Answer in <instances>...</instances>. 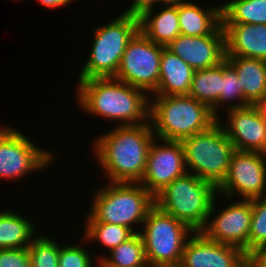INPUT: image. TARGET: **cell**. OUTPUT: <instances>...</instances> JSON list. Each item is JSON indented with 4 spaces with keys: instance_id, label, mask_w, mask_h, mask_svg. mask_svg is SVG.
<instances>
[{
    "instance_id": "cell-1",
    "label": "cell",
    "mask_w": 266,
    "mask_h": 267,
    "mask_svg": "<svg viewBox=\"0 0 266 267\" xmlns=\"http://www.w3.org/2000/svg\"><path fill=\"white\" fill-rule=\"evenodd\" d=\"M76 102L92 117L104 118L116 126L149 122L150 96L114 77L77 80Z\"/></svg>"
},
{
    "instance_id": "cell-2",
    "label": "cell",
    "mask_w": 266,
    "mask_h": 267,
    "mask_svg": "<svg viewBox=\"0 0 266 267\" xmlns=\"http://www.w3.org/2000/svg\"><path fill=\"white\" fill-rule=\"evenodd\" d=\"M155 137L150 121L135 126H116L97 136L92 150L108 182H140Z\"/></svg>"
},
{
    "instance_id": "cell-3",
    "label": "cell",
    "mask_w": 266,
    "mask_h": 267,
    "mask_svg": "<svg viewBox=\"0 0 266 267\" xmlns=\"http://www.w3.org/2000/svg\"><path fill=\"white\" fill-rule=\"evenodd\" d=\"M93 193L85 222L118 224L135 233L155 206V197L139 182H106Z\"/></svg>"
},
{
    "instance_id": "cell-4",
    "label": "cell",
    "mask_w": 266,
    "mask_h": 267,
    "mask_svg": "<svg viewBox=\"0 0 266 267\" xmlns=\"http://www.w3.org/2000/svg\"><path fill=\"white\" fill-rule=\"evenodd\" d=\"M149 121L157 138L182 141L208 130L218 119L191 96L151 95Z\"/></svg>"
},
{
    "instance_id": "cell-5",
    "label": "cell",
    "mask_w": 266,
    "mask_h": 267,
    "mask_svg": "<svg viewBox=\"0 0 266 267\" xmlns=\"http://www.w3.org/2000/svg\"><path fill=\"white\" fill-rule=\"evenodd\" d=\"M117 16L101 27L93 25L92 48L77 80L115 77L128 42L139 31L138 16L123 13Z\"/></svg>"
},
{
    "instance_id": "cell-6",
    "label": "cell",
    "mask_w": 266,
    "mask_h": 267,
    "mask_svg": "<svg viewBox=\"0 0 266 267\" xmlns=\"http://www.w3.org/2000/svg\"><path fill=\"white\" fill-rule=\"evenodd\" d=\"M217 194V187L213 183L187 172L155 196V205L194 232H200Z\"/></svg>"
},
{
    "instance_id": "cell-7",
    "label": "cell",
    "mask_w": 266,
    "mask_h": 267,
    "mask_svg": "<svg viewBox=\"0 0 266 267\" xmlns=\"http://www.w3.org/2000/svg\"><path fill=\"white\" fill-rule=\"evenodd\" d=\"M188 173L218 187L225 179L235 151L225 129L217 121L208 130L182 141Z\"/></svg>"
},
{
    "instance_id": "cell-8",
    "label": "cell",
    "mask_w": 266,
    "mask_h": 267,
    "mask_svg": "<svg viewBox=\"0 0 266 267\" xmlns=\"http://www.w3.org/2000/svg\"><path fill=\"white\" fill-rule=\"evenodd\" d=\"M193 233L186 224L155 205L139 232L147 262L158 267L181 262L185 243Z\"/></svg>"
},
{
    "instance_id": "cell-9",
    "label": "cell",
    "mask_w": 266,
    "mask_h": 267,
    "mask_svg": "<svg viewBox=\"0 0 266 267\" xmlns=\"http://www.w3.org/2000/svg\"><path fill=\"white\" fill-rule=\"evenodd\" d=\"M28 137L11 127L0 139V181H19L56 163L55 152L36 146Z\"/></svg>"
},
{
    "instance_id": "cell-10",
    "label": "cell",
    "mask_w": 266,
    "mask_h": 267,
    "mask_svg": "<svg viewBox=\"0 0 266 267\" xmlns=\"http://www.w3.org/2000/svg\"><path fill=\"white\" fill-rule=\"evenodd\" d=\"M219 198H224V201L228 204L225 207L222 206L223 209H217L218 205H220L218 204ZM251 216L252 200L237 199L236 201V199L232 198L230 200L225 196L221 198L217 194L212 203L206 224L200 232L209 240L236 246L249 255Z\"/></svg>"
},
{
    "instance_id": "cell-11",
    "label": "cell",
    "mask_w": 266,
    "mask_h": 267,
    "mask_svg": "<svg viewBox=\"0 0 266 267\" xmlns=\"http://www.w3.org/2000/svg\"><path fill=\"white\" fill-rule=\"evenodd\" d=\"M162 50L139 30L128 42L114 78L151 96L159 84Z\"/></svg>"
},
{
    "instance_id": "cell-12",
    "label": "cell",
    "mask_w": 266,
    "mask_h": 267,
    "mask_svg": "<svg viewBox=\"0 0 266 267\" xmlns=\"http://www.w3.org/2000/svg\"><path fill=\"white\" fill-rule=\"evenodd\" d=\"M217 192L230 199L252 200L263 196L266 193V153L235 150Z\"/></svg>"
},
{
    "instance_id": "cell-13",
    "label": "cell",
    "mask_w": 266,
    "mask_h": 267,
    "mask_svg": "<svg viewBox=\"0 0 266 267\" xmlns=\"http://www.w3.org/2000/svg\"><path fill=\"white\" fill-rule=\"evenodd\" d=\"M186 173L182 142L155 137L149 148L144 176L139 183L155 197L168 184Z\"/></svg>"
},
{
    "instance_id": "cell-14",
    "label": "cell",
    "mask_w": 266,
    "mask_h": 267,
    "mask_svg": "<svg viewBox=\"0 0 266 267\" xmlns=\"http://www.w3.org/2000/svg\"><path fill=\"white\" fill-rule=\"evenodd\" d=\"M225 114L226 119L220 117L218 121L235 150L266 153L263 112L259 105L231 109Z\"/></svg>"
},
{
    "instance_id": "cell-15",
    "label": "cell",
    "mask_w": 266,
    "mask_h": 267,
    "mask_svg": "<svg viewBox=\"0 0 266 267\" xmlns=\"http://www.w3.org/2000/svg\"><path fill=\"white\" fill-rule=\"evenodd\" d=\"M247 262L241 248L209 240L201 232L187 239L181 260L186 267H245Z\"/></svg>"
},
{
    "instance_id": "cell-16",
    "label": "cell",
    "mask_w": 266,
    "mask_h": 267,
    "mask_svg": "<svg viewBox=\"0 0 266 267\" xmlns=\"http://www.w3.org/2000/svg\"><path fill=\"white\" fill-rule=\"evenodd\" d=\"M195 71L214 67L225 59V34L221 25L213 34L178 35L168 46Z\"/></svg>"
},
{
    "instance_id": "cell-17",
    "label": "cell",
    "mask_w": 266,
    "mask_h": 267,
    "mask_svg": "<svg viewBox=\"0 0 266 267\" xmlns=\"http://www.w3.org/2000/svg\"><path fill=\"white\" fill-rule=\"evenodd\" d=\"M225 56H242L266 61V24L222 23Z\"/></svg>"
},
{
    "instance_id": "cell-18",
    "label": "cell",
    "mask_w": 266,
    "mask_h": 267,
    "mask_svg": "<svg viewBox=\"0 0 266 267\" xmlns=\"http://www.w3.org/2000/svg\"><path fill=\"white\" fill-rule=\"evenodd\" d=\"M218 6L195 3L186 0L177 4L181 35L204 36L213 34L222 25V3Z\"/></svg>"
},
{
    "instance_id": "cell-19",
    "label": "cell",
    "mask_w": 266,
    "mask_h": 267,
    "mask_svg": "<svg viewBox=\"0 0 266 267\" xmlns=\"http://www.w3.org/2000/svg\"><path fill=\"white\" fill-rule=\"evenodd\" d=\"M236 70L244 99L250 105L266 101V61L242 56H225Z\"/></svg>"
},
{
    "instance_id": "cell-20",
    "label": "cell",
    "mask_w": 266,
    "mask_h": 267,
    "mask_svg": "<svg viewBox=\"0 0 266 267\" xmlns=\"http://www.w3.org/2000/svg\"><path fill=\"white\" fill-rule=\"evenodd\" d=\"M156 7L145 10L139 16V30L152 42L166 47L181 34L178 7L162 5L157 12Z\"/></svg>"
},
{
    "instance_id": "cell-21",
    "label": "cell",
    "mask_w": 266,
    "mask_h": 267,
    "mask_svg": "<svg viewBox=\"0 0 266 267\" xmlns=\"http://www.w3.org/2000/svg\"><path fill=\"white\" fill-rule=\"evenodd\" d=\"M195 70L163 46L159 84L152 95H188Z\"/></svg>"
},
{
    "instance_id": "cell-22",
    "label": "cell",
    "mask_w": 266,
    "mask_h": 267,
    "mask_svg": "<svg viewBox=\"0 0 266 267\" xmlns=\"http://www.w3.org/2000/svg\"><path fill=\"white\" fill-rule=\"evenodd\" d=\"M30 219L16 210L0 211V249L28 248L39 231L34 225L37 222L34 223L32 218Z\"/></svg>"
},
{
    "instance_id": "cell-23",
    "label": "cell",
    "mask_w": 266,
    "mask_h": 267,
    "mask_svg": "<svg viewBox=\"0 0 266 267\" xmlns=\"http://www.w3.org/2000/svg\"><path fill=\"white\" fill-rule=\"evenodd\" d=\"M222 85V62L203 70H196L193 75L188 96L206 104L212 109L219 101Z\"/></svg>"
},
{
    "instance_id": "cell-24",
    "label": "cell",
    "mask_w": 266,
    "mask_h": 267,
    "mask_svg": "<svg viewBox=\"0 0 266 267\" xmlns=\"http://www.w3.org/2000/svg\"><path fill=\"white\" fill-rule=\"evenodd\" d=\"M97 256L99 267H134L147 262L144 244L139 233L119 244L116 248Z\"/></svg>"
},
{
    "instance_id": "cell-25",
    "label": "cell",
    "mask_w": 266,
    "mask_h": 267,
    "mask_svg": "<svg viewBox=\"0 0 266 267\" xmlns=\"http://www.w3.org/2000/svg\"><path fill=\"white\" fill-rule=\"evenodd\" d=\"M222 23L266 24V0H228L222 3Z\"/></svg>"
},
{
    "instance_id": "cell-26",
    "label": "cell",
    "mask_w": 266,
    "mask_h": 267,
    "mask_svg": "<svg viewBox=\"0 0 266 267\" xmlns=\"http://www.w3.org/2000/svg\"><path fill=\"white\" fill-rule=\"evenodd\" d=\"M84 233L83 239L88 243H98L100 248H107L110 252L116 248L119 244L131 238L135 232L125 226L112 224V223H102V222H84Z\"/></svg>"
},
{
    "instance_id": "cell-27",
    "label": "cell",
    "mask_w": 266,
    "mask_h": 267,
    "mask_svg": "<svg viewBox=\"0 0 266 267\" xmlns=\"http://www.w3.org/2000/svg\"><path fill=\"white\" fill-rule=\"evenodd\" d=\"M249 105L250 104L243 97V91L240 89V83L236 70L225 58L222 61L221 93L218 103L211 109L213 115L219 119V110L222 109L221 107L225 109V113L228 110L242 108Z\"/></svg>"
},
{
    "instance_id": "cell-28",
    "label": "cell",
    "mask_w": 266,
    "mask_h": 267,
    "mask_svg": "<svg viewBox=\"0 0 266 267\" xmlns=\"http://www.w3.org/2000/svg\"><path fill=\"white\" fill-rule=\"evenodd\" d=\"M51 236L39 235L29 245L30 261L36 267H58L59 243Z\"/></svg>"
},
{
    "instance_id": "cell-29",
    "label": "cell",
    "mask_w": 266,
    "mask_h": 267,
    "mask_svg": "<svg viewBox=\"0 0 266 267\" xmlns=\"http://www.w3.org/2000/svg\"><path fill=\"white\" fill-rule=\"evenodd\" d=\"M266 245V193L252 199V216L249 233V254Z\"/></svg>"
},
{
    "instance_id": "cell-30",
    "label": "cell",
    "mask_w": 266,
    "mask_h": 267,
    "mask_svg": "<svg viewBox=\"0 0 266 267\" xmlns=\"http://www.w3.org/2000/svg\"><path fill=\"white\" fill-rule=\"evenodd\" d=\"M58 267H98L99 261L86 249L88 242L61 244L59 242ZM85 244V246H84ZM89 250V252H88ZM95 258V260H94ZM95 262V263H94ZM97 263V265H95Z\"/></svg>"
},
{
    "instance_id": "cell-31",
    "label": "cell",
    "mask_w": 266,
    "mask_h": 267,
    "mask_svg": "<svg viewBox=\"0 0 266 267\" xmlns=\"http://www.w3.org/2000/svg\"><path fill=\"white\" fill-rule=\"evenodd\" d=\"M29 261L28 248L0 249V267H25Z\"/></svg>"
},
{
    "instance_id": "cell-32",
    "label": "cell",
    "mask_w": 266,
    "mask_h": 267,
    "mask_svg": "<svg viewBox=\"0 0 266 267\" xmlns=\"http://www.w3.org/2000/svg\"><path fill=\"white\" fill-rule=\"evenodd\" d=\"M129 6V7H128ZM123 14L140 16L145 10L156 6V0H132L131 4L128 5Z\"/></svg>"
},
{
    "instance_id": "cell-33",
    "label": "cell",
    "mask_w": 266,
    "mask_h": 267,
    "mask_svg": "<svg viewBox=\"0 0 266 267\" xmlns=\"http://www.w3.org/2000/svg\"><path fill=\"white\" fill-rule=\"evenodd\" d=\"M248 263L252 267H266V253L261 250H256L248 255Z\"/></svg>"
},
{
    "instance_id": "cell-34",
    "label": "cell",
    "mask_w": 266,
    "mask_h": 267,
    "mask_svg": "<svg viewBox=\"0 0 266 267\" xmlns=\"http://www.w3.org/2000/svg\"><path fill=\"white\" fill-rule=\"evenodd\" d=\"M40 4L49 9L63 8L65 5L72 4L74 0H38Z\"/></svg>"
},
{
    "instance_id": "cell-35",
    "label": "cell",
    "mask_w": 266,
    "mask_h": 267,
    "mask_svg": "<svg viewBox=\"0 0 266 267\" xmlns=\"http://www.w3.org/2000/svg\"><path fill=\"white\" fill-rule=\"evenodd\" d=\"M186 0H156V5L159 7L162 5H177L180 4L181 2H184ZM162 3V4H161Z\"/></svg>"
},
{
    "instance_id": "cell-36",
    "label": "cell",
    "mask_w": 266,
    "mask_h": 267,
    "mask_svg": "<svg viewBox=\"0 0 266 267\" xmlns=\"http://www.w3.org/2000/svg\"><path fill=\"white\" fill-rule=\"evenodd\" d=\"M11 127L8 125H1L0 124V139L2 138V136L10 129Z\"/></svg>"
},
{
    "instance_id": "cell-37",
    "label": "cell",
    "mask_w": 266,
    "mask_h": 267,
    "mask_svg": "<svg viewBox=\"0 0 266 267\" xmlns=\"http://www.w3.org/2000/svg\"><path fill=\"white\" fill-rule=\"evenodd\" d=\"M165 267H186V266L183 263L179 262V263L170 264Z\"/></svg>"
},
{
    "instance_id": "cell-38",
    "label": "cell",
    "mask_w": 266,
    "mask_h": 267,
    "mask_svg": "<svg viewBox=\"0 0 266 267\" xmlns=\"http://www.w3.org/2000/svg\"><path fill=\"white\" fill-rule=\"evenodd\" d=\"M134 267H158V266L153 265L152 263L146 262L140 266H134Z\"/></svg>"
},
{
    "instance_id": "cell-39",
    "label": "cell",
    "mask_w": 266,
    "mask_h": 267,
    "mask_svg": "<svg viewBox=\"0 0 266 267\" xmlns=\"http://www.w3.org/2000/svg\"><path fill=\"white\" fill-rule=\"evenodd\" d=\"M262 112L266 115V101L259 104Z\"/></svg>"
},
{
    "instance_id": "cell-40",
    "label": "cell",
    "mask_w": 266,
    "mask_h": 267,
    "mask_svg": "<svg viewBox=\"0 0 266 267\" xmlns=\"http://www.w3.org/2000/svg\"><path fill=\"white\" fill-rule=\"evenodd\" d=\"M263 121H264L265 135H266V115L264 113H263Z\"/></svg>"
},
{
    "instance_id": "cell-41",
    "label": "cell",
    "mask_w": 266,
    "mask_h": 267,
    "mask_svg": "<svg viewBox=\"0 0 266 267\" xmlns=\"http://www.w3.org/2000/svg\"><path fill=\"white\" fill-rule=\"evenodd\" d=\"M25 267H36V266L31 261H29Z\"/></svg>"
},
{
    "instance_id": "cell-42",
    "label": "cell",
    "mask_w": 266,
    "mask_h": 267,
    "mask_svg": "<svg viewBox=\"0 0 266 267\" xmlns=\"http://www.w3.org/2000/svg\"><path fill=\"white\" fill-rule=\"evenodd\" d=\"M245 267H252V266L247 262Z\"/></svg>"
},
{
    "instance_id": "cell-43",
    "label": "cell",
    "mask_w": 266,
    "mask_h": 267,
    "mask_svg": "<svg viewBox=\"0 0 266 267\" xmlns=\"http://www.w3.org/2000/svg\"><path fill=\"white\" fill-rule=\"evenodd\" d=\"M262 250L266 253V245L264 246V248Z\"/></svg>"
}]
</instances>
